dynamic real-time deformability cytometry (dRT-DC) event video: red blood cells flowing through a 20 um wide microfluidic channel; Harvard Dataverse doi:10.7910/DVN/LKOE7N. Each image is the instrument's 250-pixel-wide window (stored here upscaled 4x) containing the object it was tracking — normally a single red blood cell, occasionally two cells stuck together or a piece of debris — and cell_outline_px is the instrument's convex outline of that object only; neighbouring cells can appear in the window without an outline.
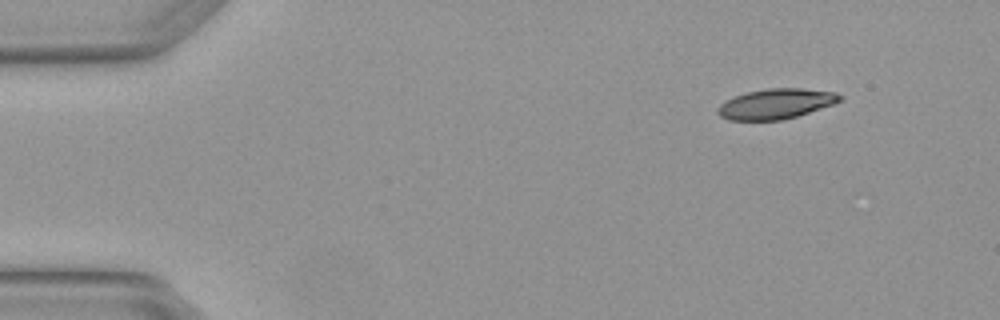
{"species": "Egyptian fruit bat (a non-hibernating species)", "species_latin": "Rousettus aegyptiacus", "temperature_condition": "warm", "stored_images_in_passage": 7, "camera_frame_rate_fps": 3000, "um_per_image_px": 0.085, "animal": {"sex": "female"}, "frame": {"image": 1, "passage_image": 1, "time_ms": 0.0, "image_size_px": [1000, 320], "cell_outline_px": [[844, 96], [840, 100], [832, 104], [784, 120], [728, 120], [720, 116], [716, 112], [716, 108], [724, 100], [748, 92], [768, 88], [800, 88], [836, 92]], "centroid_in_image_um": [65.91, 8.82], "position_along_channel_um": 19.1, "area_um2": 21.39}}
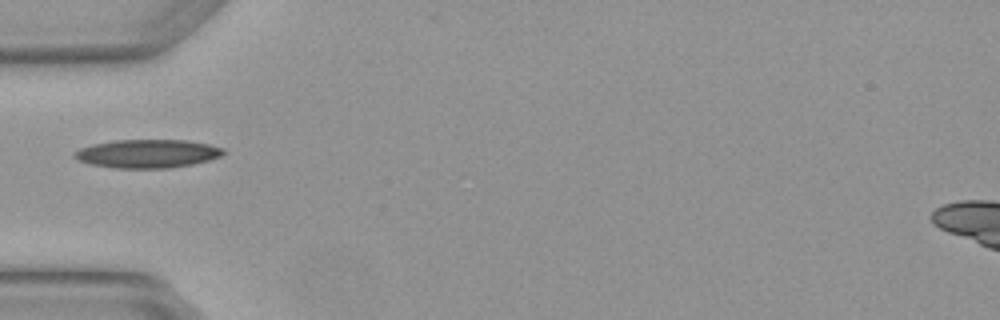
{"frame": {"image": 2, "passage_image": 4, "time_ms": 1.0, "image_size_px": [1000, 320], "cell_outline_px": [[228, 152], [220, 156], [208, 160], [192, 164], [168, 168], [116, 168], [92, 164], [80, 160], [72, 156], [80, 148], [92, 144], [116, 140], [188, 140], [208, 144], [224, 148]], "centroid_in_image_um": [12.58, 13.05], "position_along_channel_um": 72.4, "area_um2": 24.57}}
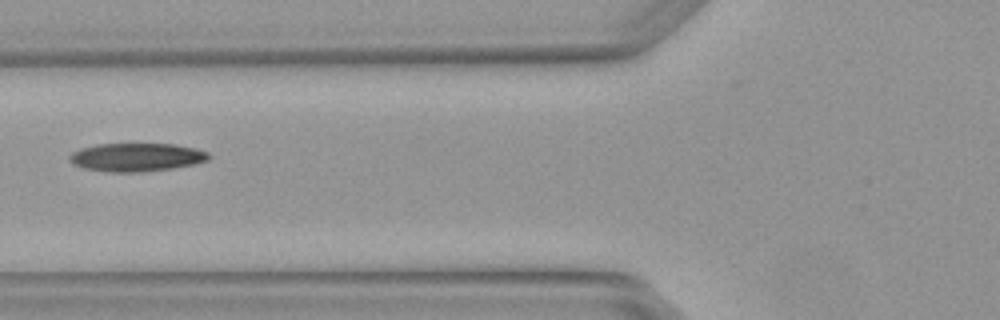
{"frame": {"image": 3, "passage_image": 5, "time_ms": 1.333, "image_size_px": [1000, 320], "cell_outline_px": [[212, 156], [208, 160], [196, 164], [172, 168], [140, 172], [112, 172], [84, 168], [72, 164], [68, 160], [68, 156], [72, 152], [80, 148], [96, 144], [176, 144], [196, 148], [208, 152]], "centroid_in_image_um": [11.61, 13.36], "position_along_channel_um": 114.2, "area_um2": 23.18}}